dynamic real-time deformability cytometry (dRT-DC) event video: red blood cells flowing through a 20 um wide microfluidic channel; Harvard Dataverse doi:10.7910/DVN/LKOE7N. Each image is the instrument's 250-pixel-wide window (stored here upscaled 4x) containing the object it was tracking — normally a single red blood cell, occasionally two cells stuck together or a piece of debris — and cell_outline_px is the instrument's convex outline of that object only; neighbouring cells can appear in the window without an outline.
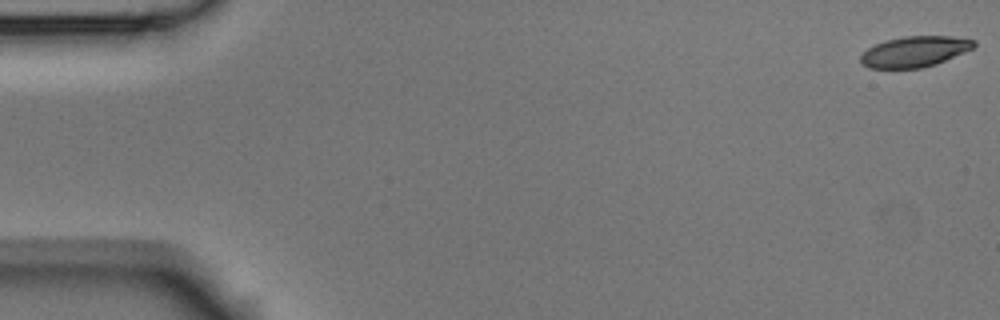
{"species": "Egyptian fruit bat (a non-hibernating species)", "species_latin": "Rousettus aegyptiacus", "temperature_condition": "room temperature", "stored_images_in_passage": 4, "camera_frame_rate_fps": 3000, "um_per_image_px": 0.085, "animal": {"sex": "male"}, "frame": {"image": 1, "passage_image": 1, "time_ms": 0.0, "image_size_px": [1000, 320], "cell_outline_px": [[976, 44], [972, 48], [964, 52], [936, 64], [924, 68], [868, 68], [860, 60], [860, 56], [868, 48], [876, 44], [888, 40], [904, 36], [952, 36], [976, 40]], "centroid_in_image_um": [77.76, 4.38], "position_along_channel_um": 7.2, "area_um2": 20.11}}
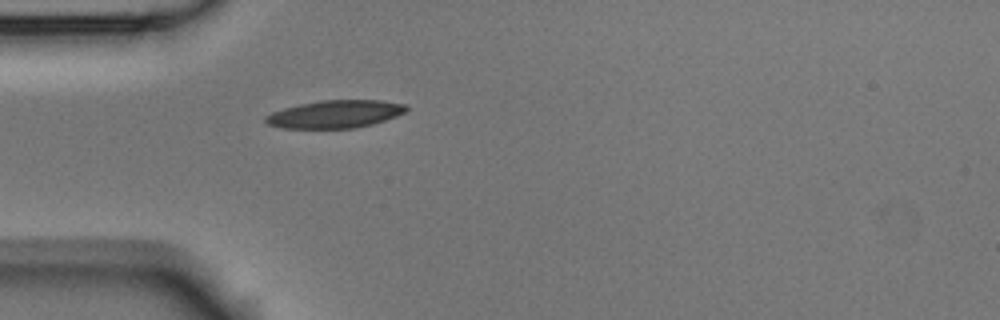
{"frame": {"image": 2, "passage_image": 4, "time_ms": 1.0, "image_size_px": [1000, 320], "cell_outline_px": [[408, 108], [404, 112], [396, 116], [372, 124], [356, 128], [284, 128], [268, 124], [264, 120], [264, 116], [272, 112], [284, 108], [300, 104], [324, 100], [380, 100], [404, 104]], "centroid_in_image_um": [28.47, 9.7], "position_along_channel_um": 56.5, "area_um2": 22.54}}